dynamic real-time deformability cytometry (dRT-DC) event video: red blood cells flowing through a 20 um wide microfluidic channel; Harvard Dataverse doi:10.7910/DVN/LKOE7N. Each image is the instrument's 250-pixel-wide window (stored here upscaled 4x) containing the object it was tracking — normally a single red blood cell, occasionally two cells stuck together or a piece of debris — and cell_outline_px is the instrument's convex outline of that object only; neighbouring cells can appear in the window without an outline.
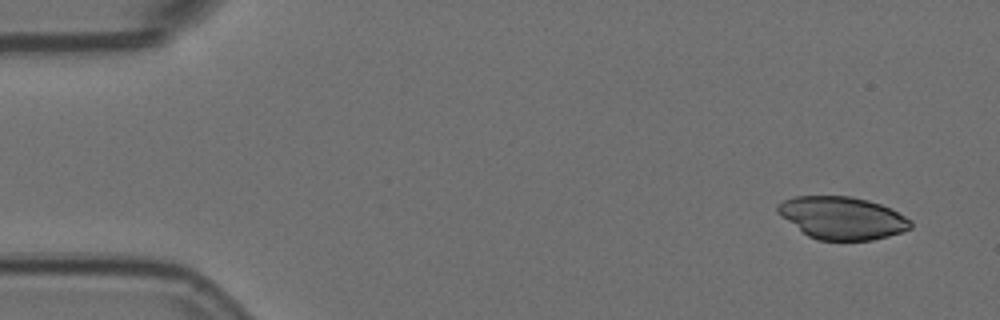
{"species": "Egyptian fruit bat (a non-hibernating species)", "species_latin": "Rousettus aegyptiacus", "temperature_condition": "room temperature", "stored_images_in_passage": 6, "camera_frame_rate_fps": 3000, "um_per_image_px": 0.085, "animal": {"sex": "female"}, "frame": {"image": 1, "passage_image": 1, "time_ms": 0.0, "image_size_px": [1000, 320], "cell_outline_px": [[912, 228], [888, 236], [872, 240], [816, 240], [808, 236], [780, 216], [776, 212], [776, 204], [792, 196], [852, 196], [868, 200], [892, 208], [912, 220]], "centroid_in_image_um": [71.57, 18.51], "position_along_channel_um": 13.4, "area_um2": 33.23}}